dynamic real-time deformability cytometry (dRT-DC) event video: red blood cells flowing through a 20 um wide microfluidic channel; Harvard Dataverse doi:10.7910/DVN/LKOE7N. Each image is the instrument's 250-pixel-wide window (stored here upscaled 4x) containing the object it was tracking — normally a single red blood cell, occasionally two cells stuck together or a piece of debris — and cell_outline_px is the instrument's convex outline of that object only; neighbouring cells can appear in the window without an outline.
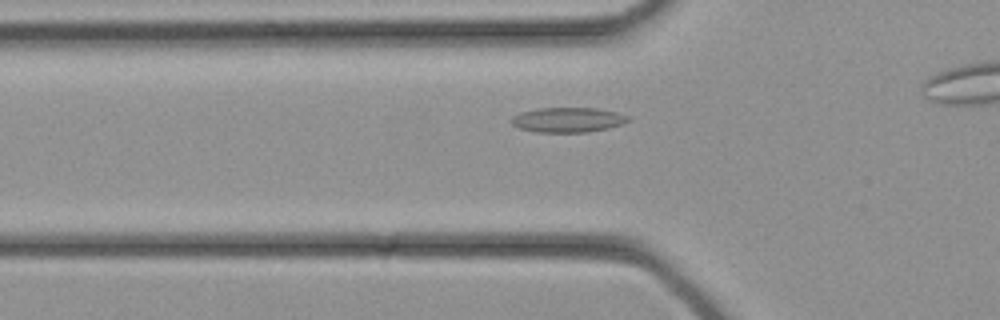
{"species": "common noctule bat (a hibernating species)", "species_latin": "Nyctalus noctula", "temperature_condition": "cold", "stored_images_in_passage": 20, "camera_frame_rate_fps": 3000, "um_per_image_px": 0.085, "animal": {"sex": "female", "body_mass_g": 21.9}, "frame": {"image": 1, "passage_image": 3, "time_ms": 0.667, "image_size_px": [1000, 320], "cell_outline_px": [[632, 120], [624, 124], [608, 128], [588, 132], [536, 132], [520, 128], [512, 124], [508, 120], [512, 116], [520, 112], [540, 108], [596, 108], [616, 112], [628, 116]], "centroid_in_image_um": [48.27, 10.19], "position_along_channel_um": 77.5, "area_um2": 17.05}}
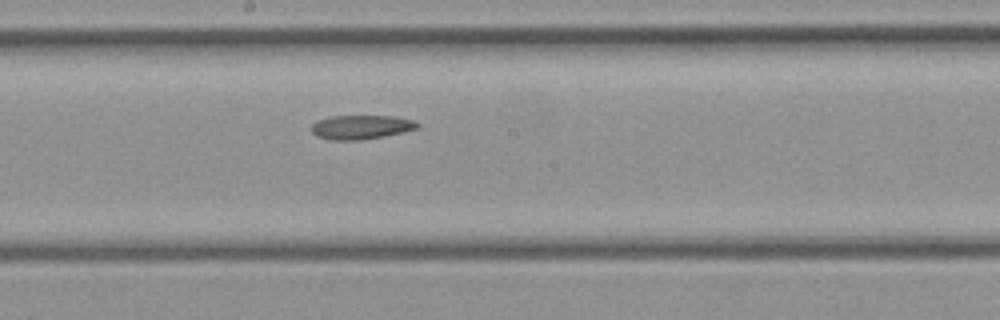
{"frame": {"image": 2, "passage_image": 10, "time_ms": 3.0, "image_size_px": [1000, 320], "cell_outline_px": [[420, 124], [416, 128], [404, 132], [384, 136], [360, 140], [328, 140], [316, 136], [312, 132], [312, 124], [316, 120], [332, 116], [392, 116], [412, 120]], "centroid_in_image_um": [30.65, 10.81], "position_along_channel_um": 217.6, "area_um2": 14.85}}
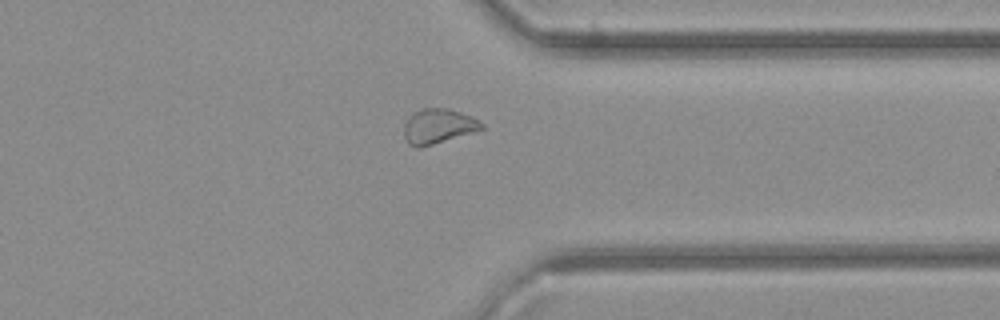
{"frame": {"image": 3, "passage_image": 18, "time_ms": 5.667, "image_size_px": [1000, 320], "cell_outline_px": [[484, 128], [420, 148], [416, 148], [408, 144], [404, 136], [404, 124], [408, 116], [424, 108], [448, 108], [472, 116], [484, 124]], "centroid_in_image_um": [37.22, 10.73], "position_along_channel_um": 374.2, "area_um2": 15.61}}